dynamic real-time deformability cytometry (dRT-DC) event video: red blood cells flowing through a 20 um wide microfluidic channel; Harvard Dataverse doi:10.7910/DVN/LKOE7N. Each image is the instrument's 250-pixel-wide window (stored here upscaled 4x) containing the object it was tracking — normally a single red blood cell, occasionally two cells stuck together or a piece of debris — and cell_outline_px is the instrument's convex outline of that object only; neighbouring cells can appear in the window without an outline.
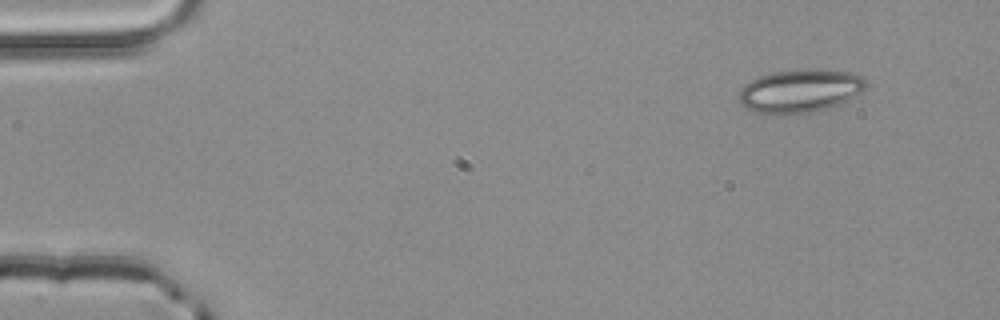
{"species": "common noctule bat (a hibernating species)", "species_latin": "Nyctalus noctula", "temperature_condition": "room temperature", "stored_images_in_passage": 3, "camera_frame_rate_fps": 3000, "um_per_image_px": 0.085, "animal": {"sex": "male", "body_mass_g": 20.4}, "frame": {"image": 1, "passage_image": 1, "time_ms": 0.0, "image_size_px": [1000, 320], "cell_outline_px": [[868, 88], [848, 100], [840, 104], [828, 108], [812, 112], [784, 116], [756, 112], [740, 104], [740, 88], [744, 84], [760, 76], [772, 72], [800, 68], [820, 68], [848, 72], [864, 76], [868, 84]], "centroid_in_image_um": [68.05, 7.72], "position_along_channel_um": 17.0, "area_um2": 32.83}}